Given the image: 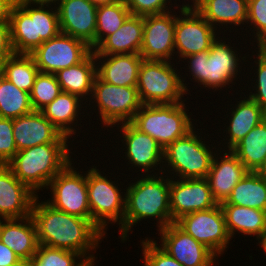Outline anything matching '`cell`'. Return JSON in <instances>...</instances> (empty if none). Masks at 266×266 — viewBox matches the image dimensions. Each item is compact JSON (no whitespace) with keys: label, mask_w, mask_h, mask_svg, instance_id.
Instances as JSON below:
<instances>
[{"label":"cell","mask_w":266,"mask_h":266,"mask_svg":"<svg viewBox=\"0 0 266 266\" xmlns=\"http://www.w3.org/2000/svg\"><path fill=\"white\" fill-rule=\"evenodd\" d=\"M225 35L227 36L232 35V36L229 37L230 39L228 37L226 39ZM231 35L230 33L228 34V32L226 34H220L219 37L212 43L210 50H205L199 53L188 55L184 57L183 60H181L179 65L182 66L183 63H185V65H183L184 67L180 66V69L181 71L185 69L184 71L185 73L184 72L181 73V80H182V85L185 89L187 96L188 95L192 96L190 94L192 84H193L192 86L193 88L191 90V93H194L192 91L194 89H198L197 88L198 86L200 87V89L196 91L201 92V93L204 89H206L207 92L211 91L209 93L210 94L214 93L213 95H216L215 92L217 93L219 91L217 93V95L219 96V101L221 98L220 97L221 95H219L220 93H224L222 94V98L225 95L227 96V94L228 96H230V94H232V92L230 93L231 90L233 91V94L235 91L237 93L239 88L237 87V89L235 88L234 90L233 85L235 84L237 85L239 83L238 85L241 87L240 91H242L241 89L243 86L241 85H243L242 82H244L243 78L245 77L244 72L247 68L244 66L246 64V58H247L248 52H245L244 55L243 53L241 54V52H243L244 49L242 48L243 45H239V44H244L245 42H246L245 44H247L248 42L245 39L246 37H243L240 35L236 37L234 36V34H231ZM233 36L234 38H236V41H234V43H232L233 41L231 40V39H234ZM239 37H240V42H238L239 39L237 40V38ZM241 39H243L242 43H241ZM235 42H237L238 44ZM236 45H239V48ZM240 46L243 51H241ZM242 67H243V70H242ZM241 71H244V72H241ZM186 78L188 80L190 79L189 81L193 83H189ZM238 78L240 81L238 80ZM227 88L228 89L230 88V89L227 90Z\"/></svg>","instance_id":"1"},{"label":"cell","mask_w":266,"mask_h":266,"mask_svg":"<svg viewBox=\"0 0 266 266\" xmlns=\"http://www.w3.org/2000/svg\"><path fill=\"white\" fill-rule=\"evenodd\" d=\"M39 198L37 195L31 209L39 244L77 252L96 265L94 253L98 254L96 250L107 237L89 219L57 210Z\"/></svg>","instance_id":"2"},{"label":"cell","mask_w":266,"mask_h":266,"mask_svg":"<svg viewBox=\"0 0 266 266\" xmlns=\"http://www.w3.org/2000/svg\"><path fill=\"white\" fill-rule=\"evenodd\" d=\"M134 176L126 183L123 243L130 241L132 228L143 220L148 223H152L150 220L156 221L158 231L173 223L169 199L170 177L164 173Z\"/></svg>","instance_id":"3"},{"label":"cell","mask_w":266,"mask_h":266,"mask_svg":"<svg viewBox=\"0 0 266 266\" xmlns=\"http://www.w3.org/2000/svg\"><path fill=\"white\" fill-rule=\"evenodd\" d=\"M46 143L18 151L6 164L14 176L34 193L46 190L49 182L74 158V143ZM70 146V147H69ZM73 155V156H72Z\"/></svg>","instance_id":"4"},{"label":"cell","mask_w":266,"mask_h":266,"mask_svg":"<svg viewBox=\"0 0 266 266\" xmlns=\"http://www.w3.org/2000/svg\"><path fill=\"white\" fill-rule=\"evenodd\" d=\"M205 121H199L185 136L178 138L163 150V173L170 178L194 179L206 178L214 154L219 149L214 133L208 135L207 128H198ZM199 125V126H198ZM201 130V131H200ZM204 130V135H203ZM200 132V133H199ZM207 136V137H205ZM211 138L210 140L206 138ZM212 141V142H211ZM214 141V142H213ZM211 143V145L209 144ZM213 143V144H212Z\"/></svg>","instance_id":"5"},{"label":"cell","mask_w":266,"mask_h":266,"mask_svg":"<svg viewBox=\"0 0 266 266\" xmlns=\"http://www.w3.org/2000/svg\"><path fill=\"white\" fill-rule=\"evenodd\" d=\"M60 33L55 6L17 0L10 18L11 44L15 54H31L43 42Z\"/></svg>","instance_id":"6"},{"label":"cell","mask_w":266,"mask_h":266,"mask_svg":"<svg viewBox=\"0 0 266 266\" xmlns=\"http://www.w3.org/2000/svg\"><path fill=\"white\" fill-rule=\"evenodd\" d=\"M87 166L88 202L91 212V222L107 237V229L111 224L119 225L118 236L123 243V219L125 214L126 186L128 178L120 181L121 175L106 174V168L101 171L99 165ZM98 167V168H97ZM105 171V172H104ZM111 174V176H109ZM108 175V176H107ZM109 178V179H108ZM119 179L120 183L118 180ZM122 182V183H121ZM121 185V188H120ZM124 185V186H123Z\"/></svg>","instance_id":"7"},{"label":"cell","mask_w":266,"mask_h":266,"mask_svg":"<svg viewBox=\"0 0 266 266\" xmlns=\"http://www.w3.org/2000/svg\"><path fill=\"white\" fill-rule=\"evenodd\" d=\"M143 104L131 123L148 134L164 150L169 144L190 132L200 119L188 112L190 103ZM193 116V117H192ZM198 121V122H197Z\"/></svg>","instance_id":"8"},{"label":"cell","mask_w":266,"mask_h":266,"mask_svg":"<svg viewBox=\"0 0 266 266\" xmlns=\"http://www.w3.org/2000/svg\"><path fill=\"white\" fill-rule=\"evenodd\" d=\"M87 103L86 107L89 108L88 110L91 109L90 112L87 110V116L92 121L91 116L95 112L96 115L93 118L95 120L97 117L96 123L102 124L98 126L101 127L102 131H104L103 128L109 131L118 124L131 122L143 105L137 87L116 86L101 80L97 75L94 79L91 97Z\"/></svg>","instance_id":"9"},{"label":"cell","mask_w":266,"mask_h":266,"mask_svg":"<svg viewBox=\"0 0 266 266\" xmlns=\"http://www.w3.org/2000/svg\"><path fill=\"white\" fill-rule=\"evenodd\" d=\"M176 64L174 61L143 59L137 83V90L143 104H173L190 101L189 96L185 97L187 94L182 85L181 69L178 68L180 65Z\"/></svg>","instance_id":"10"},{"label":"cell","mask_w":266,"mask_h":266,"mask_svg":"<svg viewBox=\"0 0 266 266\" xmlns=\"http://www.w3.org/2000/svg\"><path fill=\"white\" fill-rule=\"evenodd\" d=\"M114 127L107 131L109 132V135L107 136H110L114 131L116 132V130L117 132H120L113 136V138L118 136V141H115V143H118V146L117 144L115 145L116 152H114L113 149V155L115 153V155L117 154L116 156H118L122 152L120 156H118L121 158V155L124 153L122 159L124 158L126 164L122 165L123 163H121L120 165L121 167L125 165L128 167L130 165L128 169L127 167H122L120 170L124 168L125 171H127L126 173H128L129 170V172H133V175L137 173L139 176L163 173V149L156 140L148 134L141 132L131 122L121 123ZM120 142H122V144H120V146L122 145V148L119 146Z\"/></svg>","instance_id":"11"},{"label":"cell","mask_w":266,"mask_h":266,"mask_svg":"<svg viewBox=\"0 0 266 266\" xmlns=\"http://www.w3.org/2000/svg\"><path fill=\"white\" fill-rule=\"evenodd\" d=\"M75 160L71 161L49 182L46 189L50 191L47 194L51 193L49 194L51 198L45 201L57 210L91 221L87 168L86 171L83 167L79 170V167L77 168L74 164Z\"/></svg>","instance_id":"12"},{"label":"cell","mask_w":266,"mask_h":266,"mask_svg":"<svg viewBox=\"0 0 266 266\" xmlns=\"http://www.w3.org/2000/svg\"><path fill=\"white\" fill-rule=\"evenodd\" d=\"M239 92L240 90L237 93L235 92V94H231V96L234 95L233 97H230L233 99H230L228 96L227 97L224 96V99L221 100V101H224L227 98L231 102L230 103L227 100V102L224 103L225 106L221 108V109L223 108L226 109V106L229 105L227 107V110H224V109L222 110L223 113L226 112V114L222 115L223 117L226 116L225 118L221 117L222 112L220 113L219 112L220 110L217 111L220 114L218 116H220V119H222L223 125H220L222 129L221 128L219 129L215 126V128L218 129V130L215 129L216 131L215 135L218 134L215 138L217 139L216 142H217L219 149H222V150H231L255 126H257L261 121H263L266 118V112L254 100H252L250 97L245 95L243 91H241L240 93ZM235 95H238V97L236 98ZM232 100H234V102L235 103L237 102V103L235 104L234 102H232ZM226 103H230V104L226 105ZM219 139L220 141H218Z\"/></svg>","instance_id":"13"},{"label":"cell","mask_w":266,"mask_h":266,"mask_svg":"<svg viewBox=\"0 0 266 266\" xmlns=\"http://www.w3.org/2000/svg\"><path fill=\"white\" fill-rule=\"evenodd\" d=\"M176 9L175 63L179 64L188 55L210 50L220 33L195 8Z\"/></svg>","instance_id":"14"},{"label":"cell","mask_w":266,"mask_h":266,"mask_svg":"<svg viewBox=\"0 0 266 266\" xmlns=\"http://www.w3.org/2000/svg\"><path fill=\"white\" fill-rule=\"evenodd\" d=\"M175 223L218 257L224 255L233 243L220 204L208 210L186 214Z\"/></svg>","instance_id":"15"},{"label":"cell","mask_w":266,"mask_h":266,"mask_svg":"<svg viewBox=\"0 0 266 266\" xmlns=\"http://www.w3.org/2000/svg\"><path fill=\"white\" fill-rule=\"evenodd\" d=\"M92 51L86 42L60 32L43 42L30 55L39 72L55 74L82 62Z\"/></svg>","instance_id":"16"},{"label":"cell","mask_w":266,"mask_h":266,"mask_svg":"<svg viewBox=\"0 0 266 266\" xmlns=\"http://www.w3.org/2000/svg\"><path fill=\"white\" fill-rule=\"evenodd\" d=\"M159 232V233H158ZM159 246L183 266H216L218 256L207 246L195 240L175 222L157 231Z\"/></svg>","instance_id":"17"},{"label":"cell","mask_w":266,"mask_h":266,"mask_svg":"<svg viewBox=\"0 0 266 266\" xmlns=\"http://www.w3.org/2000/svg\"><path fill=\"white\" fill-rule=\"evenodd\" d=\"M176 9L144 16V33L140 55L146 60L175 62Z\"/></svg>","instance_id":"18"},{"label":"cell","mask_w":266,"mask_h":266,"mask_svg":"<svg viewBox=\"0 0 266 266\" xmlns=\"http://www.w3.org/2000/svg\"><path fill=\"white\" fill-rule=\"evenodd\" d=\"M169 199L172 222L186 214L208 210L218 205L206 178H170Z\"/></svg>","instance_id":"19"},{"label":"cell","mask_w":266,"mask_h":266,"mask_svg":"<svg viewBox=\"0 0 266 266\" xmlns=\"http://www.w3.org/2000/svg\"><path fill=\"white\" fill-rule=\"evenodd\" d=\"M60 32L95 49L97 6L90 0H62L57 6Z\"/></svg>","instance_id":"20"},{"label":"cell","mask_w":266,"mask_h":266,"mask_svg":"<svg viewBox=\"0 0 266 266\" xmlns=\"http://www.w3.org/2000/svg\"><path fill=\"white\" fill-rule=\"evenodd\" d=\"M13 137L17 151L46 143H73L41 111L35 110L13 119Z\"/></svg>","instance_id":"21"},{"label":"cell","mask_w":266,"mask_h":266,"mask_svg":"<svg viewBox=\"0 0 266 266\" xmlns=\"http://www.w3.org/2000/svg\"><path fill=\"white\" fill-rule=\"evenodd\" d=\"M248 172L244 164L231 150L218 149L213 156L206 177L216 202L220 204L226 201L237 183Z\"/></svg>","instance_id":"22"},{"label":"cell","mask_w":266,"mask_h":266,"mask_svg":"<svg viewBox=\"0 0 266 266\" xmlns=\"http://www.w3.org/2000/svg\"><path fill=\"white\" fill-rule=\"evenodd\" d=\"M247 6L248 0H201L194 8L220 34L228 30L233 33L235 29L234 35L242 36L247 23Z\"/></svg>","instance_id":"23"},{"label":"cell","mask_w":266,"mask_h":266,"mask_svg":"<svg viewBox=\"0 0 266 266\" xmlns=\"http://www.w3.org/2000/svg\"><path fill=\"white\" fill-rule=\"evenodd\" d=\"M36 196L7 165L0 167V218L19 219L31 215Z\"/></svg>","instance_id":"24"},{"label":"cell","mask_w":266,"mask_h":266,"mask_svg":"<svg viewBox=\"0 0 266 266\" xmlns=\"http://www.w3.org/2000/svg\"><path fill=\"white\" fill-rule=\"evenodd\" d=\"M86 104L87 103L78 96L62 91L55 100L44 107L41 112L62 135L67 136L70 140L74 138L72 139V141H74L78 136L81 137L78 134H81L79 132H81V128L85 125L81 124L83 122L81 120H84L82 118L86 116L85 118L87 119V114L84 115V113H87L86 111L88 109ZM73 135L77 137L75 138Z\"/></svg>","instance_id":"25"},{"label":"cell","mask_w":266,"mask_h":266,"mask_svg":"<svg viewBox=\"0 0 266 266\" xmlns=\"http://www.w3.org/2000/svg\"><path fill=\"white\" fill-rule=\"evenodd\" d=\"M96 75L103 81L124 87H137L140 54L95 55Z\"/></svg>","instance_id":"26"},{"label":"cell","mask_w":266,"mask_h":266,"mask_svg":"<svg viewBox=\"0 0 266 266\" xmlns=\"http://www.w3.org/2000/svg\"><path fill=\"white\" fill-rule=\"evenodd\" d=\"M0 241L26 264L39 246L36 226L31 215L19 219H3L0 225Z\"/></svg>","instance_id":"27"},{"label":"cell","mask_w":266,"mask_h":266,"mask_svg":"<svg viewBox=\"0 0 266 266\" xmlns=\"http://www.w3.org/2000/svg\"><path fill=\"white\" fill-rule=\"evenodd\" d=\"M144 17L130 15L122 26L107 36L94 50V55L140 54Z\"/></svg>","instance_id":"28"},{"label":"cell","mask_w":266,"mask_h":266,"mask_svg":"<svg viewBox=\"0 0 266 266\" xmlns=\"http://www.w3.org/2000/svg\"><path fill=\"white\" fill-rule=\"evenodd\" d=\"M55 77L63 92L78 96L85 103L89 101L96 77V58L92 51L82 62L61 69Z\"/></svg>","instance_id":"29"},{"label":"cell","mask_w":266,"mask_h":266,"mask_svg":"<svg viewBox=\"0 0 266 266\" xmlns=\"http://www.w3.org/2000/svg\"><path fill=\"white\" fill-rule=\"evenodd\" d=\"M226 222L227 231L231 239L235 234L252 237L257 241L265 232L264 211L234 204H220Z\"/></svg>","instance_id":"30"},{"label":"cell","mask_w":266,"mask_h":266,"mask_svg":"<svg viewBox=\"0 0 266 266\" xmlns=\"http://www.w3.org/2000/svg\"><path fill=\"white\" fill-rule=\"evenodd\" d=\"M231 151L249 172H255L266 157V118L255 126Z\"/></svg>","instance_id":"31"},{"label":"cell","mask_w":266,"mask_h":266,"mask_svg":"<svg viewBox=\"0 0 266 266\" xmlns=\"http://www.w3.org/2000/svg\"><path fill=\"white\" fill-rule=\"evenodd\" d=\"M220 204H234L264 211L266 208V181L255 172H248L237 183L227 200Z\"/></svg>","instance_id":"32"},{"label":"cell","mask_w":266,"mask_h":266,"mask_svg":"<svg viewBox=\"0 0 266 266\" xmlns=\"http://www.w3.org/2000/svg\"><path fill=\"white\" fill-rule=\"evenodd\" d=\"M243 48L247 51L250 49L249 51H251V53L248 51L245 67H249L247 68V72H245L246 77H244L245 82H243L245 86L241 90H247V93H243L254 100L266 112V60L263 59L255 50H252V48L247 49V45Z\"/></svg>","instance_id":"33"},{"label":"cell","mask_w":266,"mask_h":266,"mask_svg":"<svg viewBox=\"0 0 266 266\" xmlns=\"http://www.w3.org/2000/svg\"><path fill=\"white\" fill-rule=\"evenodd\" d=\"M39 70L30 54H13L5 63L4 76L17 88L31 92Z\"/></svg>","instance_id":"34"},{"label":"cell","mask_w":266,"mask_h":266,"mask_svg":"<svg viewBox=\"0 0 266 266\" xmlns=\"http://www.w3.org/2000/svg\"><path fill=\"white\" fill-rule=\"evenodd\" d=\"M32 111L30 94L17 88L5 77H1L0 118L15 119Z\"/></svg>","instance_id":"35"},{"label":"cell","mask_w":266,"mask_h":266,"mask_svg":"<svg viewBox=\"0 0 266 266\" xmlns=\"http://www.w3.org/2000/svg\"><path fill=\"white\" fill-rule=\"evenodd\" d=\"M131 15L124 0L97 7L95 48Z\"/></svg>","instance_id":"36"},{"label":"cell","mask_w":266,"mask_h":266,"mask_svg":"<svg viewBox=\"0 0 266 266\" xmlns=\"http://www.w3.org/2000/svg\"><path fill=\"white\" fill-rule=\"evenodd\" d=\"M28 266H88L89 263L77 252L51 248L39 244L36 253L26 263Z\"/></svg>","instance_id":"37"},{"label":"cell","mask_w":266,"mask_h":266,"mask_svg":"<svg viewBox=\"0 0 266 266\" xmlns=\"http://www.w3.org/2000/svg\"><path fill=\"white\" fill-rule=\"evenodd\" d=\"M62 92L55 74L39 72L30 94L33 110L41 111Z\"/></svg>","instance_id":"38"},{"label":"cell","mask_w":266,"mask_h":266,"mask_svg":"<svg viewBox=\"0 0 266 266\" xmlns=\"http://www.w3.org/2000/svg\"><path fill=\"white\" fill-rule=\"evenodd\" d=\"M244 31L246 32L242 36L246 35V41L249 37L248 42H250L247 45L251 48L259 41L266 39V0H248L247 23Z\"/></svg>","instance_id":"39"},{"label":"cell","mask_w":266,"mask_h":266,"mask_svg":"<svg viewBox=\"0 0 266 266\" xmlns=\"http://www.w3.org/2000/svg\"><path fill=\"white\" fill-rule=\"evenodd\" d=\"M154 238L145 237L140 239V247L143 260V266H183L171 255L165 252Z\"/></svg>","instance_id":"40"},{"label":"cell","mask_w":266,"mask_h":266,"mask_svg":"<svg viewBox=\"0 0 266 266\" xmlns=\"http://www.w3.org/2000/svg\"><path fill=\"white\" fill-rule=\"evenodd\" d=\"M131 15L147 16L167 13L176 9L181 4L172 0H124ZM174 3V4H173Z\"/></svg>","instance_id":"41"},{"label":"cell","mask_w":266,"mask_h":266,"mask_svg":"<svg viewBox=\"0 0 266 266\" xmlns=\"http://www.w3.org/2000/svg\"><path fill=\"white\" fill-rule=\"evenodd\" d=\"M17 152L13 137V119L0 118V163L6 165Z\"/></svg>","instance_id":"42"},{"label":"cell","mask_w":266,"mask_h":266,"mask_svg":"<svg viewBox=\"0 0 266 266\" xmlns=\"http://www.w3.org/2000/svg\"><path fill=\"white\" fill-rule=\"evenodd\" d=\"M25 263L0 241V266H23Z\"/></svg>","instance_id":"43"},{"label":"cell","mask_w":266,"mask_h":266,"mask_svg":"<svg viewBox=\"0 0 266 266\" xmlns=\"http://www.w3.org/2000/svg\"><path fill=\"white\" fill-rule=\"evenodd\" d=\"M0 53H14L11 44L10 24H0Z\"/></svg>","instance_id":"44"},{"label":"cell","mask_w":266,"mask_h":266,"mask_svg":"<svg viewBox=\"0 0 266 266\" xmlns=\"http://www.w3.org/2000/svg\"><path fill=\"white\" fill-rule=\"evenodd\" d=\"M17 0H0V24H10L11 11Z\"/></svg>","instance_id":"45"},{"label":"cell","mask_w":266,"mask_h":266,"mask_svg":"<svg viewBox=\"0 0 266 266\" xmlns=\"http://www.w3.org/2000/svg\"><path fill=\"white\" fill-rule=\"evenodd\" d=\"M257 46V47H256ZM255 48V49H254ZM253 49L266 60V39L259 41L254 45Z\"/></svg>","instance_id":"46"},{"label":"cell","mask_w":266,"mask_h":266,"mask_svg":"<svg viewBox=\"0 0 266 266\" xmlns=\"http://www.w3.org/2000/svg\"><path fill=\"white\" fill-rule=\"evenodd\" d=\"M33 4L57 6L62 0H26Z\"/></svg>","instance_id":"47"},{"label":"cell","mask_w":266,"mask_h":266,"mask_svg":"<svg viewBox=\"0 0 266 266\" xmlns=\"http://www.w3.org/2000/svg\"><path fill=\"white\" fill-rule=\"evenodd\" d=\"M14 53H0V78L4 76L5 63L9 56Z\"/></svg>","instance_id":"48"},{"label":"cell","mask_w":266,"mask_h":266,"mask_svg":"<svg viewBox=\"0 0 266 266\" xmlns=\"http://www.w3.org/2000/svg\"><path fill=\"white\" fill-rule=\"evenodd\" d=\"M255 173L262 178L263 180L266 181V157L263 161V163L257 168Z\"/></svg>","instance_id":"49"},{"label":"cell","mask_w":266,"mask_h":266,"mask_svg":"<svg viewBox=\"0 0 266 266\" xmlns=\"http://www.w3.org/2000/svg\"><path fill=\"white\" fill-rule=\"evenodd\" d=\"M175 2H177L178 0H174ZM201 0H183L179 2H182L181 7L182 8H194Z\"/></svg>","instance_id":"50"},{"label":"cell","mask_w":266,"mask_h":266,"mask_svg":"<svg viewBox=\"0 0 266 266\" xmlns=\"http://www.w3.org/2000/svg\"><path fill=\"white\" fill-rule=\"evenodd\" d=\"M90 1L98 7L107 4H114L122 0H90Z\"/></svg>","instance_id":"51"},{"label":"cell","mask_w":266,"mask_h":266,"mask_svg":"<svg viewBox=\"0 0 266 266\" xmlns=\"http://www.w3.org/2000/svg\"><path fill=\"white\" fill-rule=\"evenodd\" d=\"M257 241L256 244L259 246L260 250H263V252L266 253V232Z\"/></svg>","instance_id":"52"},{"label":"cell","mask_w":266,"mask_h":266,"mask_svg":"<svg viewBox=\"0 0 266 266\" xmlns=\"http://www.w3.org/2000/svg\"><path fill=\"white\" fill-rule=\"evenodd\" d=\"M264 218H265V226H266V208L264 209Z\"/></svg>","instance_id":"53"}]
</instances>
